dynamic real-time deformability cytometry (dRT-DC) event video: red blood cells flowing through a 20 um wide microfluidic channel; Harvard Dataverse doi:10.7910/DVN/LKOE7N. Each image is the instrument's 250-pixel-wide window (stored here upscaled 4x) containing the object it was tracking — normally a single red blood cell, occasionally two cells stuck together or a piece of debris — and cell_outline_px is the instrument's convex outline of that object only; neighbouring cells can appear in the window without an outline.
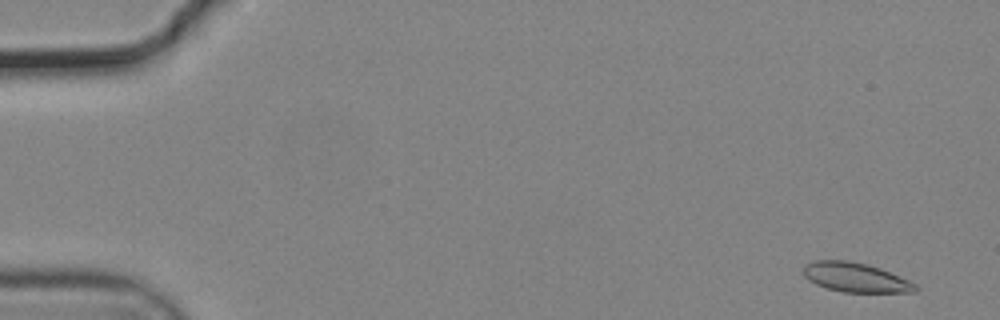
{"species": "common noctule bat (a hibernating species)", "species_latin": "Nyctalus noctula", "temperature_condition": "cold", "stored_images_in_passage": 56, "camera_frame_rate_fps": 3000, "um_per_image_px": 0.085, "animal": {"sex": "male", "body_mass_g": 19.2, "forearm_length_mm": 51.8}, "frame": {"image": 1, "passage_image": 3, "time_ms": 0.667, "image_size_px": [1000, 320], "cell_outline_px": [[920, 288], [916, 292], [844, 292], [828, 288], [816, 284], [808, 280], [804, 276], [804, 264], [816, 260], [848, 260], [868, 264], [880, 268], [908, 280], [916, 284]], "centroid_in_image_um": [72.73, 23.57], "position_along_channel_um": 12.3, "area_um2": 19.19}}
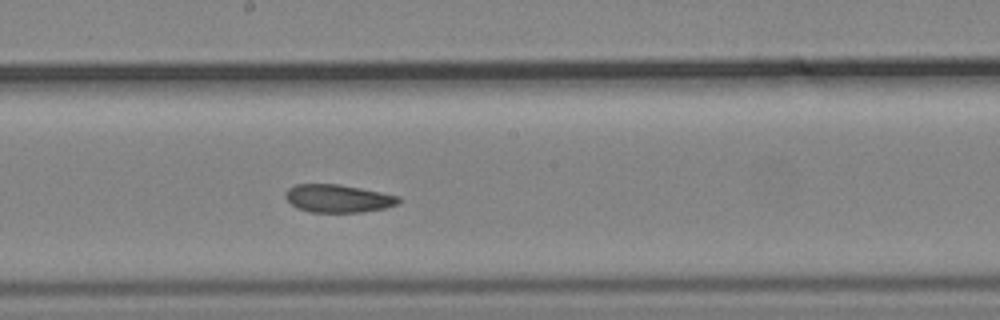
{"frame": {"image": 2, "passage_image": 31, "time_ms": 10.0, "image_size_px": [1000, 320], "cell_outline_px": [[400, 204], [384, 208], [360, 212], [312, 212], [296, 208], [284, 196], [288, 188], [296, 184], [336, 184], [360, 188], [400, 196]], "centroid_in_image_um": [28.74, 16.87], "position_along_channel_um": 219.5, "area_um2": 18.32}}
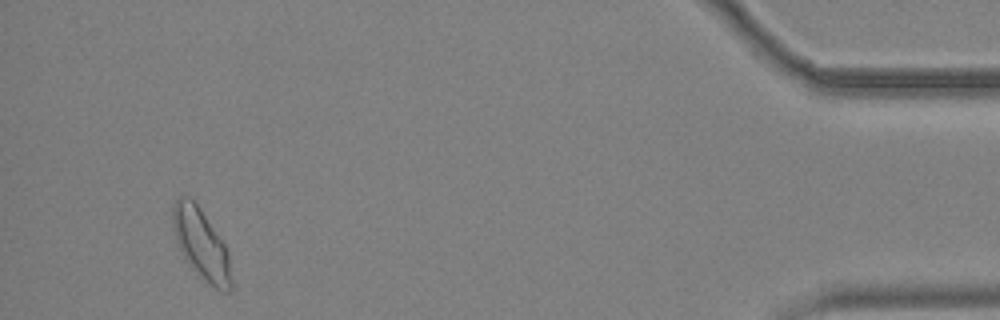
{"frame": {"image": 3, "passage_image": 53, "time_ms": 17.333, "image_size_px": [1000, 320], "cell_outline_px": [[232, 288], [228, 292], [216, 288], [200, 280], [184, 256], [176, 240], [172, 228], [172, 208], [176, 200], [180, 196], [188, 196], [200, 208], [224, 244], [228, 252], [232, 284]], "centroid_in_image_um": [17.09, 20.77], "position_along_channel_um": 418.1, "area_um2": 23.87}, "authors_computed_cell_mechanics": {"area_um2": 19.4497, "velocity_mm_per_s": 3.6757, "shape_relaxation_time_tau1_ms": null, "shape_relaxation_time_tau2_ms": 3.363, "deformation_change_tau1": null, "deformation_change_tau2": 0.078}}